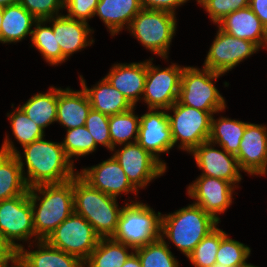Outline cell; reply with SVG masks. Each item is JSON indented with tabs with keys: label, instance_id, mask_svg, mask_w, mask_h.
Segmentation results:
<instances>
[{
	"label": "cell",
	"instance_id": "9a60e30c",
	"mask_svg": "<svg viewBox=\"0 0 267 267\" xmlns=\"http://www.w3.org/2000/svg\"><path fill=\"white\" fill-rule=\"evenodd\" d=\"M166 111L165 109H148V112L140 116L137 143L167 168L166 163L159 158V154L169 153L174 147Z\"/></svg>",
	"mask_w": 267,
	"mask_h": 267
},
{
	"label": "cell",
	"instance_id": "8992f818",
	"mask_svg": "<svg viewBox=\"0 0 267 267\" xmlns=\"http://www.w3.org/2000/svg\"><path fill=\"white\" fill-rule=\"evenodd\" d=\"M224 74L213 72L208 68L184 66L178 101L195 109L207 111L211 115L222 112L226 108L223 96L213 83Z\"/></svg>",
	"mask_w": 267,
	"mask_h": 267
},
{
	"label": "cell",
	"instance_id": "83f0119b",
	"mask_svg": "<svg viewBox=\"0 0 267 267\" xmlns=\"http://www.w3.org/2000/svg\"><path fill=\"white\" fill-rule=\"evenodd\" d=\"M248 122L234 120L227 117H211V133L209 141L218 144L227 153L236 155L240 148V142Z\"/></svg>",
	"mask_w": 267,
	"mask_h": 267
},
{
	"label": "cell",
	"instance_id": "9c48e42d",
	"mask_svg": "<svg viewBox=\"0 0 267 267\" xmlns=\"http://www.w3.org/2000/svg\"><path fill=\"white\" fill-rule=\"evenodd\" d=\"M100 236L81 215L73 212L46 239L53 247L85 262L96 248Z\"/></svg>",
	"mask_w": 267,
	"mask_h": 267
},
{
	"label": "cell",
	"instance_id": "7bdbcfd3",
	"mask_svg": "<svg viewBox=\"0 0 267 267\" xmlns=\"http://www.w3.org/2000/svg\"><path fill=\"white\" fill-rule=\"evenodd\" d=\"M17 260V251L0 234V267H10Z\"/></svg>",
	"mask_w": 267,
	"mask_h": 267
},
{
	"label": "cell",
	"instance_id": "ac0fdd59",
	"mask_svg": "<svg viewBox=\"0 0 267 267\" xmlns=\"http://www.w3.org/2000/svg\"><path fill=\"white\" fill-rule=\"evenodd\" d=\"M235 155L241 171L249 175L267 174V126L248 123Z\"/></svg>",
	"mask_w": 267,
	"mask_h": 267
},
{
	"label": "cell",
	"instance_id": "d4e9b609",
	"mask_svg": "<svg viewBox=\"0 0 267 267\" xmlns=\"http://www.w3.org/2000/svg\"><path fill=\"white\" fill-rule=\"evenodd\" d=\"M142 9L140 0H99L94 16L100 17L112 36L128 29L133 18Z\"/></svg>",
	"mask_w": 267,
	"mask_h": 267
},
{
	"label": "cell",
	"instance_id": "e0dca14e",
	"mask_svg": "<svg viewBox=\"0 0 267 267\" xmlns=\"http://www.w3.org/2000/svg\"><path fill=\"white\" fill-rule=\"evenodd\" d=\"M78 174L92 187L114 198L122 193L126 195L132 192L136 196L139 193L113 156L97 165L82 169Z\"/></svg>",
	"mask_w": 267,
	"mask_h": 267
},
{
	"label": "cell",
	"instance_id": "f907efd6",
	"mask_svg": "<svg viewBox=\"0 0 267 267\" xmlns=\"http://www.w3.org/2000/svg\"><path fill=\"white\" fill-rule=\"evenodd\" d=\"M245 267H258V266H254V265H252V264H248L247 266H245Z\"/></svg>",
	"mask_w": 267,
	"mask_h": 267
},
{
	"label": "cell",
	"instance_id": "c3c4849f",
	"mask_svg": "<svg viewBox=\"0 0 267 267\" xmlns=\"http://www.w3.org/2000/svg\"><path fill=\"white\" fill-rule=\"evenodd\" d=\"M11 267H24L18 260H16Z\"/></svg>",
	"mask_w": 267,
	"mask_h": 267
},
{
	"label": "cell",
	"instance_id": "8d00e7d4",
	"mask_svg": "<svg viewBox=\"0 0 267 267\" xmlns=\"http://www.w3.org/2000/svg\"><path fill=\"white\" fill-rule=\"evenodd\" d=\"M250 254V247L230 238L227 234L220 242L215 263L229 267H245L249 264L246 260Z\"/></svg>",
	"mask_w": 267,
	"mask_h": 267
},
{
	"label": "cell",
	"instance_id": "d6986e66",
	"mask_svg": "<svg viewBox=\"0 0 267 267\" xmlns=\"http://www.w3.org/2000/svg\"><path fill=\"white\" fill-rule=\"evenodd\" d=\"M60 46L62 54L68 59L73 53L91 46L95 41L90 38L94 32L88 22L76 20L66 15H58L47 19Z\"/></svg>",
	"mask_w": 267,
	"mask_h": 267
},
{
	"label": "cell",
	"instance_id": "8fae6325",
	"mask_svg": "<svg viewBox=\"0 0 267 267\" xmlns=\"http://www.w3.org/2000/svg\"><path fill=\"white\" fill-rule=\"evenodd\" d=\"M0 234L18 251L23 247L17 241L35 237L32 206L29 193L0 201Z\"/></svg>",
	"mask_w": 267,
	"mask_h": 267
},
{
	"label": "cell",
	"instance_id": "4316f807",
	"mask_svg": "<svg viewBox=\"0 0 267 267\" xmlns=\"http://www.w3.org/2000/svg\"><path fill=\"white\" fill-rule=\"evenodd\" d=\"M28 189L15 154L0 152V201L26 194Z\"/></svg>",
	"mask_w": 267,
	"mask_h": 267
},
{
	"label": "cell",
	"instance_id": "7402d4cb",
	"mask_svg": "<svg viewBox=\"0 0 267 267\" xmlns=\"http://www.w3.org/2000/svg\"><path fill=\"white\" fill-rule=\"evenodd\" d=\"M91 108L88 96L83 89L74 91L70 88H58L56 122L66 130L84 126Z\"/></svg>",
	"mask_w": 267,
	"mask_h": 267
},
{
	"label": "cell",
	"instance_id": "7c38bea8",
	"mask_svg": "<svg viewBox=\"0 0 267 267\" xmlns=\"http://www.w3.org/2000/svg\"><path fill=\"white\" fill-rule=\"evenodd\" d=\"M113 157L121 165L130 183L137 189H144L153 179L162 176L167 168L137 142L124 144Z\"/></svg>",
	"mask_w": 267,
	"mask_h": 267
},
{
	"label": "cell",
	"instance_id": "3957f363",
	"mask_svg": "<svg viewBox=\"0 0 267 267\" xmlns=\"http://www.w3.org/2000/svg\"><path fill=\"white\" fill-rule=\"evenodd\" d=\"M74 212L83 216L100 238L112 237L122 209L117 198L92 187L78 173L73 177Z\"/></svg>",
	"mask_w": 267,
	"mask_h": 267
},
{
	"label": "cell",
	"instance_id": "f6af8a7d",
	"mask_svg": "<svg viewBox=\"0 0 267 267\" xmlns=\"http://www.w3.org/2000/svg\"><path fill=\"white\" fill-rule=\"evenodd\" d=\"M121 267H141L138 255L134 252Z\"/></svg>",
	"mask_w": 267,
	"mask_h": 267
},
{
	"label": "cell",
	"instance_id": "bcb514c9",
	"mask_svg": "<svg viewBox=\"0 0 267 267\" xmlns=\"http://www.w3.org/2000/svg\"><path fill=\"white\" fill-rule=\"evenodd\" d=\"M19 0H0V6L5 7L11 4L18 3Z\"/></svg>",
	"mask_w": 267,
	"mask_h": 267
},
{
	"label": "cell",
	"instance_id": "ee69618b",
	"mask_svg": "<svg viewBox=\"0 0 267 267\" xmlns=\"http://www.w3.org/2000/svg\"><path fill=\"white\" fill-rule=\"evenodd\" d=\"M249 7L267 30V0H249Z\"/></svg>",
	"mask_w": 267,
	"mask_h": 267
},
{
	"label": "cell",
	"instance_id": "d6a6232c",
	"mask_svg": "<svg viewBox=\"0 0 267 267\" xmlns=\"http://www.w3.org/2000/svg\"><path fill=\"white\" fill-rule=\"evenodd\" d=\"M165 239H158L134 252L138 255L141 267H179L177 259L170 251Z\"/></svg>",
	"mask_w": 267,
	"mask_h": 267
},
{
	"label": "cell",
	"instance_id": "f1b7e54d",
	"mask_svg": "<svg viewBox=\"0 0 267 267\" xmlns=\"http://www.w3.org/2000/svg\"><path fill=\"white\" fill-rule=\"evenodd\" d=\"M58 88L51 86L47 93H37L20 108L43 130L56 122Z\"/></svg>",
	"mask_w": 267,
	"mask_h": 267
},
{
	"label": "cell",
	"instance_id": "52a82bcc",
	"mask_svg": "<svg viewBox=\"0 0 267 267\" xmlns=\"http://www.w3.org/2000/svg\"><path fill=\"white\" fill-rule=\"evenodd\" d=\"M176 20V15L172 13L142 8L128 30L143 47L167 59L172 38L176 34Z\"/></svg>",
	"mask_w": 267,
	"mask_h": 267
},
{
	"label": "cell",
	"instance_id": "ffe728a7",
	"mask_svg": "<svg viewBox=\"0 0 267 267\" xmlns=\"http://www.w3.org/2000/svg\"><path fill=\"white\" fill-rule=\"evenodd\" d=\"M146 74L147 60L130 64H114L105 78L135 106L142 99Z\"/></svg>",
	"mask_w": 267,
	"mask_h": 267
},
{
	"label": "cell",
	"instance_id": "484cf974",
	"mask_svg": "<svg viewBox=\"0 0 267 267\" xmlns=\"http://www.w3.org/2000/svg\"><path fill=\"white\" fill-rule=\"evenodd\" d=\"M37 19L19 2L4 7L0 43H15L32 35Z\"/></svg>",
	"mask_w": 267,
	"mask_h": 267
},
{
	"label": "cell",
	"instance_id": "7dc6e473",
	"mask_svg": "<svg viewBox=\"0 0 267 267\" xmlns=\"http://www.w3.org/2000/svg\"><path fill=\"white\" fill-rule=\"evenodd\" d=\"M3 10H4V7L0 6V35H1V25H2V19H3Z\"/></svg>",
	"mask_w": 267,
	"mask_h": 267
},
{
	"label": "cell",
	"instance_id": "b9f144b4",
	"mask_svg": "<svg viewBox=\"0 0 267 267\" xmlns=\"http://www.w3.org/2000/svg\"><path fill=\"white\" fill-rule=\"evenodd\" d=\"M189 0H140L143 9L166 11L176 14V8Z\"/></svg>",
	"mask_w": 267,
	"mask_h": 267
},
{
	"label": "cell",
	"instance_id": "ab89813d",
	"mask_svg": "<svg viewBox=\"0 0 267 267\" xmlns=\"http://www.w3.org/2000/svg\"><path fill=\"white\" fill-rule=\"evenodd\" d=\"M19 3L37 20H47L61 15L64 0H19Z\"/></svg>",
	"mask_w": 267,
	"mask_h": 267
},
{
	"label": "cell",
	"instance_id": "d590c367",
	"mask_svg": "<svg viewBox=\"0 0 267 267\" xmlns=\"http://www.w3.org/2000/svg\"><path fill=\"white\" fill-rule=\"evenodd\" d=\"M61 144L70 160L73 156L78 158L93 153L97 148L94 138L85 126L67 130Z\"/></svg>",
	"mask_w": 267,
	"mask_h": 267
},
{
	"label": "cell",
	"instance_id": "60d3db41",
	"mask_svg": "<svg viewBox=\"0 0 267 267\" xmlns=\"http://www.w3.org/2000/svg\"><path fill=\"white\" fill-rule=\"evenodd\" d=\"M99 0H64V9H67L69 18L87 22L94 17Z\"/></svg>",
	"mask_w": 267,
	"mask_h": 267
},
{
	"label": "cell",
	"instance_id": "681fc988",
	"mask_svg": "<svg viewBox=\"0 0 267 267\" xmlns=\"http://www.w3.org/2000/svg\"><path fill=\"white\" fill-rule=\"evenodd\" d=\"M211 267H229V266L221 265L219 263H214Z\"/></svg>",
	"mask_w": 267,
	"mask_h": 267
},
{
	"label": "cell",
	"instance_id": "603a6c76",
	"mask_svg": "<svg viewBox=\"0 0 267 267\" xmlns=\"http://www.w3.org/2000/svg\"><path fill=\"white\" fill-rule=\"evenodd\" d=\"M82 89L86 92L92 109L111 116L126 112L134 106L104 77L92 88H88L83 76L80 75Z\"/></svg>",
	"mask_w": 267,
	"mask_h": 267
},
{
	"label": "cell",
	"instance_id": "5bb4252c",
	"mask_svg": "<svg viewBox=\"0 0 267 267\" xmlns=\"http://www.w3.org/2000/svg\"><path fill=\"white\" fill-rule=\"evenodd\" d=\"M230 182L209 176H199L187 187V193L194 199V204L200 206L216 221L218 214L224 213L232 204L234 188Z\"/></svg>",
	"mask_w": 267,
	"mask_h": 267
},
{
	"label": "cell",
	"instance_id": "f546056e",
	"mask_svg": "<svg viewBox=\"0 0 267 267\" xmlns=\"http://www.w3.org/2000/svg\"><path fill=\"white\" fill-rule=\"evenodd\" d=\"M131 249L132 252H128ZM133 248L115 241L113 238H100L96 248L84 262V267H121L134 253Z\"/></svg>",
	"mask_w": 267,
	"mask_h": 267
},
{
	"label": "cell",
	"instance_id": "f35d334b",
	"mask_svg": "<svg viewBox=\"0 0 267 267\" xmlns=\"http://www.w3.org/2000/svg\"><path fill=\"white\" fill-rule=\"evenodd\" d=\"M209 14L214 24L226 15L249 6V0H196Z\"/></svg>",
	"mask_w": 267,
	"mask_h": 267
},
{
	"label": "cell",
	"instance_id": "5b68a950",
	"mask_svg": "<svg viewBox=\"0 0 267 267\" xmlns=\"http://www.w3.org/2000/svg\"><path fill=\"white\" fill-rule=\"evenodd\" d=\"M162 215L145 203L130 201L122 207L111 237L134 250L161 238Z\"/></svg>",
	"mask_w": 267,
	"mask_h": 267
},
{
	"label": "cell",
	"instance_id": "4dcf8cb0",
	"mask_svg": "<svg viewBox=\"0 0 267 267\" xmlns=\"http://www.w3.org/2000/svg\"><path fill=\"white\" fill-rule=\"evenodd\" d=\"M47 23V20H37L35 22L30 38L32 45L30 46L33 47L34 45L50 65L62 64L68 59L61 52L52 25L47 26Z\"/></svg>",
	"mask_w": 267,
	"mask_h": 267
},
{
	"label": "cell",
	"instance_id": "277c9868",
	"mask_svg": "<svg viewBox=\"0 0 267 267\" xmlns=\"http://www.w3.org/2000/svg\"><path fill=\"white\" fill-rule=\"evenodd\" d=\"M218 223L192 203L168 215L162 214L161 238L170 240L187 257Z\"/></svg>",
	"mask_w": 267,
	"mask_h": 267
},
{
	"label": "cell",
	"instance_id": "4fadbf2b",
	"mask_svg": "<svg viewBox=\"0 0 267 267\" xmlns=\"http://www.w3.org/2000/svg\"><path fill=\"white\" fill-rule=\"evenodd\" d=\"M259 49L255 43L236 38L218 27L216 38L209 48L203 67L225 74L244 59L257 53Z\"/></svg>",
	"mask_w": 267,
	"mask_h": 267
},
{
	"label": "cell",
	"instance_id": "cb8c5ba5",
	"mask_svg": "<svg viewBox=\"0 0 267 267\" xmlns=\"http://www.w3.org/2000/svg\"><path fill=\"white\" fill-rule=\"evenodd\" d=\"M37 250L17 251V260L24 267H84L79 258L51 246L46 240H38Z\"/></svg>",
	"mask_w": 267,
	"mask_h": 267
},
{
	"label": "cell",
	"instance_id": "44dd1931",
	"mask_svg": "<svg viewBox=\"0 0 267 267\" xmlns=\"http://www.w3.org/2000/svg\"><path fill=\"white\" fill-rule=\"evenodd\" d=\"M217 25L236 38L267 48V30L249 6L226 15Z\"/></svg>",
	"mask_w": 267,
	"mask_h": 267
},
{
	"label": "cell",
	"instance_id": "7a4b0ae2",
	"mask_svg": "<svg viewBox=\"0 0 267 267\" xmlns=\"http://www.w3.org/2000/svg\"><path fill=\"white\" fill-rule=\"evenodd\" d=\"M28 193L36 237L34 243L46 240L74 212L73 178L64 183L31 187Z\"/></svg>",
	"mask_w": 267,
	"mask_h": 267
},
{
	"label": "cell",
	"instance_id": "30bf717a",
	"mask_svg": "<svg viewBox=\"0 0 267 267\" xmlns=\"http://www.w3.org/2000/svg\"><path fill=\"white\" fill-rule=\"evenodd\" d=\"M147 60V74L142 99L148 109H169L179 97L183 67L172 63L167 68L154 66Z\"/></svg>",
	"mask_w": 267,
	"mask_h": 267
},
{
	"label": "cell",
	"instance_id": "74e56055",
	"mask_svg": "<svg viewBox=\"0 0 267 267\" xmlns=\"http://www.w3.org/2000/svg\"><path fill=\"white\" fill-rule=\"evenodd\" d=\"M84 126L94 138L96 146L100 144L111 151L108 115L102 114L101 112L91 108Z\"/></svg>",
	"mask_w": 267,
	"mask_h": 267
},
{
	"label": "cell",
	"instance_id": "2e32d148",
	"mask_svg": "<svg viewBox=\"0 0 267 267\" xmlns=\"http://www.w3.org/2000/svg\"><path fill=\"white\" fill-rule=\"evenodd\" d=\"M213 146L212 142L206 141L190 152L194 155L198 168L202 170L200 176L220 178L236 186L242 180L236 156Z\"/></svg>",
	"mask_w": 267,
	"mask_h": 267
},
{
	"label": "cell",
	"instance_id": "836d02e7",
	"mask_svg": "<svg viewBox=\"0 0 267 267\" xmlns=\"http://www.w3.org/2000/svg\"><path fill=\"white\" fill-rule=\"evenodd\" d=\"M227 234L217 226L210 231L187 256L194 267H211L216 262L217 250Z\"/></svg>",
	"mask_w": 267,
	"mask_h": 267
},
{
	"label": "cell",
	"instance_id": "e575fe53",
	"mask_svg": "<svg viewBox=\"0 0 267 267\" xmlns=\"http://www.w3.org/2000/svg\"><path fill=\"white\" fill-rule=\"evenodd\" d=\"M15 109L11 114L7 113V116L11 121L12 134L22 147L45 137L44 130L34 123L20 106Z\"/></svg>",
	"mask_w": 267,
	"mask_h": 267
},
{
	"label": "cell",
	"instance_id": "ba28073f",
	"mask_svg": "<svg viewBox=\"0 0 267 267\" xmlns=\"http://www.w3.org/2000/svg\"><path fill=\"white\" fill-rule=\"evenodd\" d=\"M169 126L172 132L174 146L180 140L179 149L190 152L201 143L209 141L211 133V117L207 111H202L181 104L178 100L167 112Z\"/></svg>",
	"mask_w": 267,
	"mask_h": 267
},
{
	"label": "cell",
	"instance_id": "6da1fadb",
	"mask_svg": "<svg viewBox=\"0 0 267 267\" xmlns=\"http://www.w3.org/2000/svg\"><path fill=\"white\" fill-rule=\"evenodd\" d=\"M8 137V135L5 137L0 152L15 154L28 188L43 184L64 183L78 173L74 169V160L67 157L61 142L47 141L42 137L25 145L23 147L25 162L23 163L22 155Z\"/></svg>",
	"mask_w": 267,
	"mask_h": 267
},
{
	"label": "cell",
	"instance_id": "1f68e13d",
	"mask_svg": "<svg viewBox=\"0 0 267 267\" xmlns=\"http://www.w3.org/2000/svg\"><path fill=\"white\" fill-rule=\"evenodd\" d=\"M134 110L135 106L126 112L109 116L111 151L117 145L137 142L140 116L136 115Z\"/></svg>",
	"mask_w": 267,
	"mask_h": 267
}]
</instances>
